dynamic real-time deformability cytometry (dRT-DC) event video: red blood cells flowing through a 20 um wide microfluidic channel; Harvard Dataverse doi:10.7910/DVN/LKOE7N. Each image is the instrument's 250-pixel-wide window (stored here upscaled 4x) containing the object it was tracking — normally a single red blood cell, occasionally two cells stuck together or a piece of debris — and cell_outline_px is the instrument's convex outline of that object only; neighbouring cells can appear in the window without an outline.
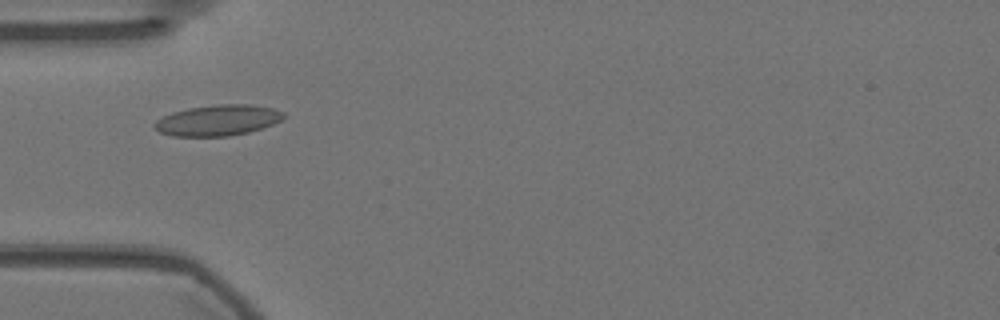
{"species": "Egyptian fruit bat (a non-hibernating species)", "species_latin": "Rousettus aegyptiacus", "temperature_condition": "warm", "stored_images_in_passage": 56, "camera_frame_rate_fps": 3000, "um_per_image_px": 0.085, "animal": {"sex": "female"}, "frame": {"image": 1, "passage_image": 17, "time_ms": 5.333, "image_size_px": [1000, 320], "cell_outline_px": [[288, 116], [272, 124], [248, 132], [228, 136], [172, 136], [160, 132], [152, 128], [152, 124], [156, 120], [172, 112], [188, 108], [220, 104], [252, 104], [272, 108], [284, 112]], "centroid_in_image_um": [18.5, 10.22], "position_along_channel_um": 66.5, "area_um2": 23.24}}
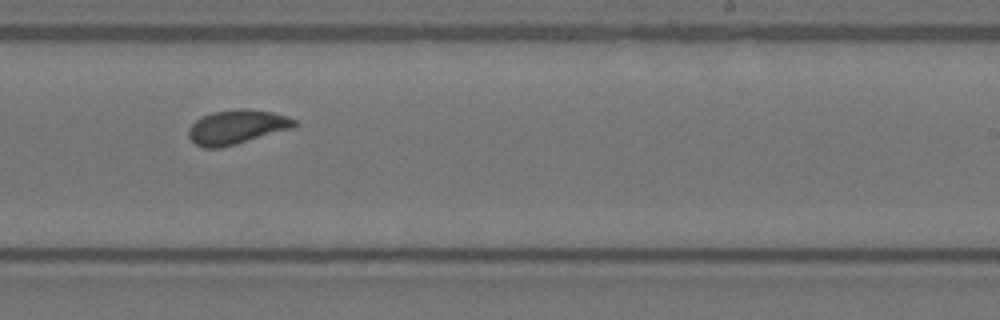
{"frame": {"image": 2, "passage_image": 34, "time_ms": 11.0, "image_size_px": [1000, 320], "cell_outline_px": [[300, 124], [296, 128], [236, 144], [220, 148], [204, 148], [196, 144], [188, 136], [188, 128], [196, 120], [212, 112], [272, 112], [288, 116], [296, 120]], "centroid_in_image_um": [20.17, 10.86], "position_along_channel_um": 268.8, "area_um2": 20.46}}
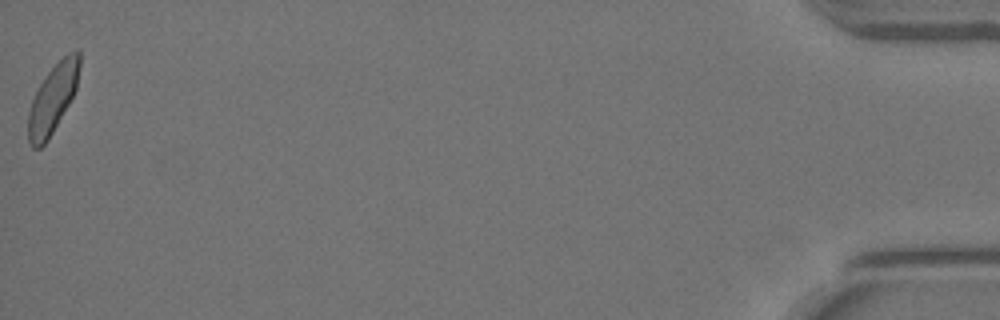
{"frame": {"image": 3, "passage_image": 56, "time_ms": 18.333, "image_size_px": [1000, 320], "cell_outline_px": [[80, 68], [76, 88], [68, 104], [48, 140], [40, 148], [32, 148], [28, 140], [28, 112], [32, 100], [40, 84], [48, 72], [68, 52], [76, 48], [80, 52]], "centroid_in_image_um": [4.49, 8.37], "position_along_channel_um": 430.7, "area_um2": 20.29}, "authors_computed_cell_mechanics": {"area_um2": 21.0681, "velocity_mm_per_s": 3.5598, "shape_relaxation_time_tau1_ms": 3.7381, "shape_relaxation_time_tau2_ms": 0.6417, "deformation_change_tau1": 0.1168, "deformation_change_tau2": 0.052}}